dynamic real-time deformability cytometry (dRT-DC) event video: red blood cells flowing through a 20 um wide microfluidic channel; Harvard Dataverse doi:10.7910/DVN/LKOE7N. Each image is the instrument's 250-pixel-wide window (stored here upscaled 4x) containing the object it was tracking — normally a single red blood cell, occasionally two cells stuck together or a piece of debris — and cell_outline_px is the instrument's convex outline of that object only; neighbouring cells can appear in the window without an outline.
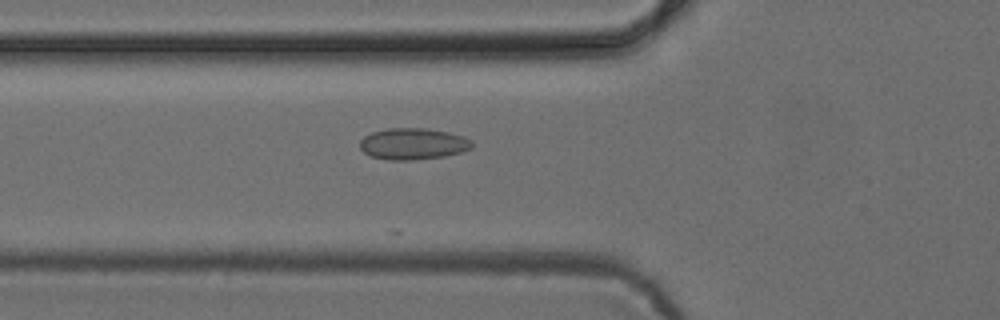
{"species": "common noctule bat (a hibernating species)", "species_latin": "Nyctalus noctula", "temperature_condition": "cold", "stored_images_in_passage": 32, "camera_frame_rate_fps": 3000, "um_per_image_px": 0.085, "animal": {"sex": "female", "body_mass_g": 24.6, "forearm_length_mm": 56.2}, "frame": {"image": 1, "passage_image": 19, "time_ms": 6.0, "image_size_px": [1000, 320], "cell_outline_px": [[472, 148], [460, 152], [444, 156], [412, 160], [388, 160], [372, 156], [364, 152], [360, 148], [360, 140], [364, 136], [372, 132], [388, 128], [428, 128], [448, 132], [464, 136], [472, 140]], "centroid_in_image_um": [35.11, 12.22], "position_along_channel_um": 90.7, "area_um2": 20.58}}
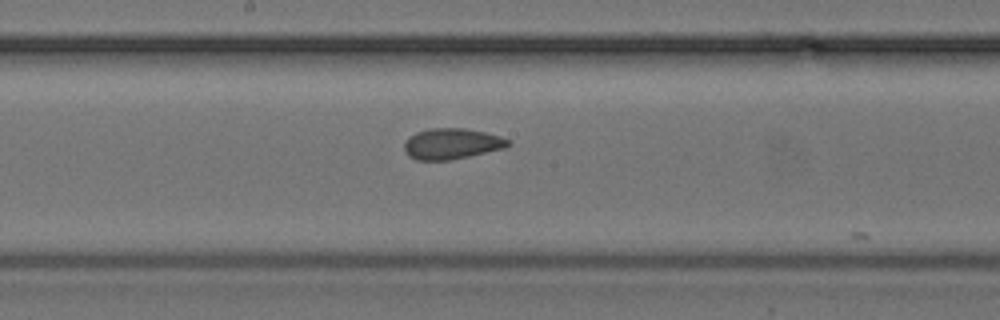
{"frame": {"image": 2, "passage_image": 28, "time_ms": 9.0, "image_size_px": [1000, 320], "cell_outline_px": [[512, 144], [504, 148], [452, 160], [416, 160], [408, 156], [404, 152], [404, 140], [408, 136], [416, 132], [428, 128], [464, 128], [484, 132], [500, 136], [508, 140]], "centroid_in_image_um": [38.34, 12.22], "position_along_channel_um": 209.9, "area_um2": 18.84}}
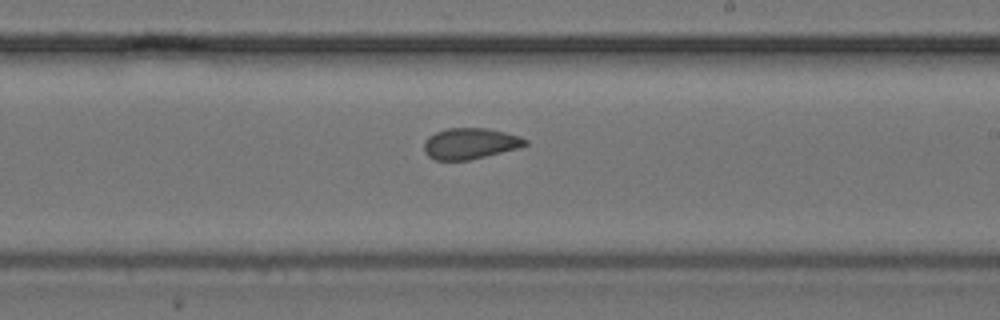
{"frame": {"image": 3, "passage_image": 31, "time_ms": 10.0, "image_size_px": [1000, 320], "cell_outline_px": [[528, 144], [520, 148], [468, 160], [436, 160], [428, 156], [424, 152], [424, 140], [428, 136], [436, 132], [448, 128], [488, 128], [520, 136], [528, 140]], "centroid_in_image_um": [39.96, 12.2], "position_along_channel_um": 249.0, "area_um2": 18.38}}